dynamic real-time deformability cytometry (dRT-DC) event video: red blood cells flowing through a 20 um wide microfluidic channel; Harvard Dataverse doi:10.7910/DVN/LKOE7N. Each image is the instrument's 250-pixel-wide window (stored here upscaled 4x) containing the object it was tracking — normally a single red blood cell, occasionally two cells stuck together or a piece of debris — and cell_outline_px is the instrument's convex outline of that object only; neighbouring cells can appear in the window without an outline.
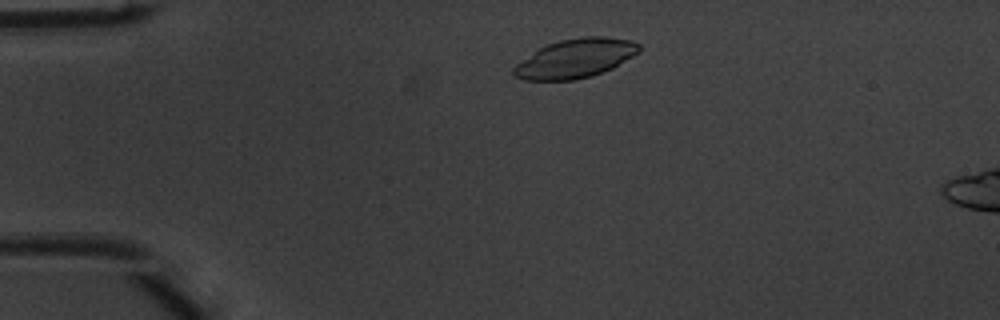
{"species": "common noctule bat (a hibernating species)", "species_latin": "Nyctalus noctula", "temperature_condition": "warm", "stored_images_in_passage": 44, "camera_frame_rate_fps": 3000, "um_per_image_px": 0.085, "animal": {"sex": "male", "body_mass_g": 20.1, "forearm_length_mm": 53.5}, "frame": {"image": 1, "passage_image": 5, "time_ms": 1.333, "image_size_px": [1000, 320], "cell_outline_px": [[640, 52], [612, 68], [592, 76], [576, 80], [524, 80], [512, 76], [512, 68], [516, 64], [540, 48], [548, 44], [560, 40], [580, 36], [604, 36], [632, 40], [640, 44]], "centroid_in_image_um": [48.92, 4.96], "position_along_channel_um": 36.1, "area_um2": 28.61}}
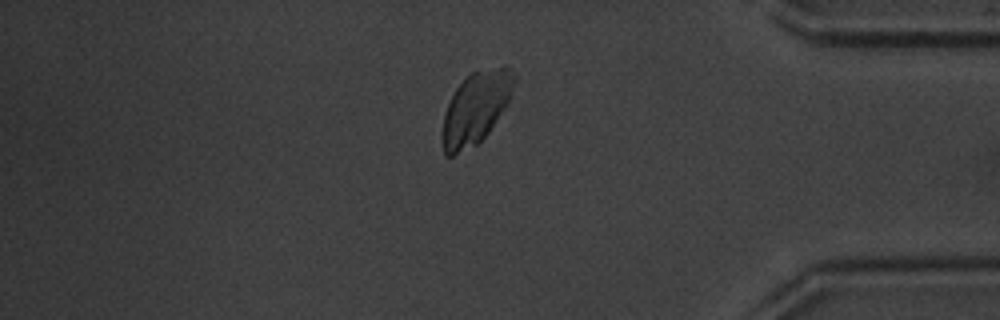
{"frame": {"image": 2, "passage_image": 37, "time_ms": 12.0, "image_size_px": [1000, 320], "cell_outline_px": [[516, 80], [508, 104], [488, 132], [476, 144], [452, 156], [444, 156], [444, 116], [448, 104], [456, 88], [472, 72], [496, 68], [512, 68], [516, 76]], "centroid_in_image_um": [40.49, 9.16], "position_along_channel_um": 394.7, "area_um2": 29.3}}